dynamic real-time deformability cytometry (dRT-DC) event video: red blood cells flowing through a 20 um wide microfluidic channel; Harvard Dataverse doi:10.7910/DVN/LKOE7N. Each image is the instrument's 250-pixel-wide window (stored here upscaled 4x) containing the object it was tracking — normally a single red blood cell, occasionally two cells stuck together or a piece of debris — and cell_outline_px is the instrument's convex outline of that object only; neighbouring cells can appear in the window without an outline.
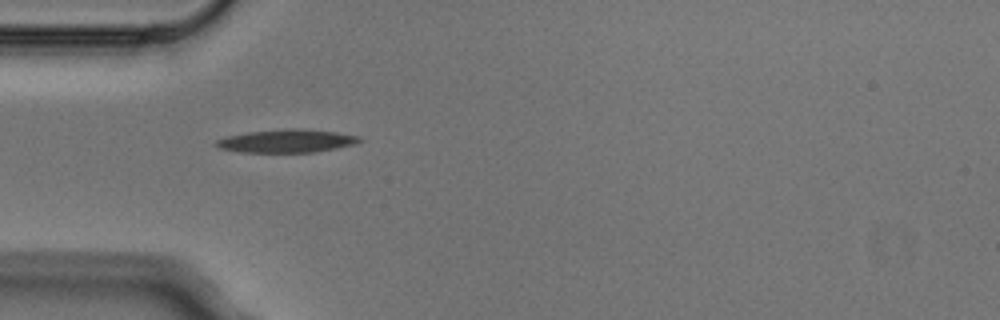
{"species": "Egyptian fruit bat (a non-hibernating species)", "species_latin": "Rousettus aegyptiacus", "temperature_condition": "cold", "stored_images_in_passage": 5, "camera_frame_rate_fps": 3000, "um_per_image_px": 0.085, "animal": {"sex": "male"}, "frame": {"image": 1, "passage_image": 1, "time_ms": 0.0, "image_size_px": [1000, 320], "cell_outline_px": [[364, 140], [356, 144], [316, 152], [240, 152], [220, 148], [212, 144], [216, 140], [224, 136], [248, 132], [288, 128], [300, 128], [336, 132], [360, 136]], "centroid_in_image_um": [24.37, 11.98], "position_along_channel_um": 60.6, "area_um2": 19.54}}
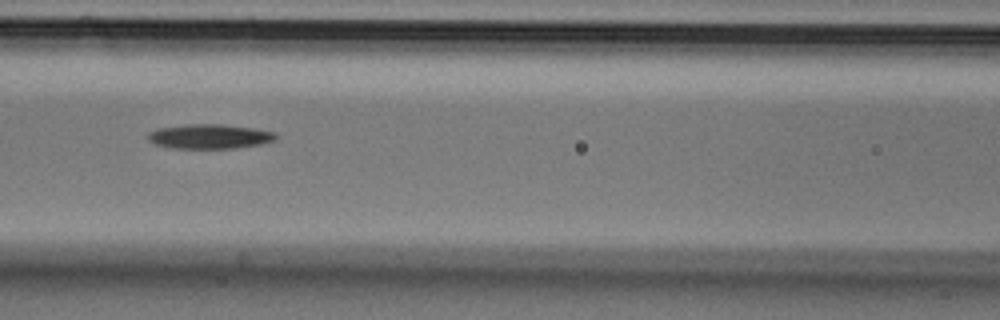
{"frame": {"image": 2, "passage_image": 3, "time_ms": 0.667, "image_size_px": [1000, 320], "cell_outline_px": [[280, 136], [276, 140], [264, 144], [236, 148], [172, 148], [152, 144], [144, 136], [148, 132], [156, 128], [188, 124], [220, 124], [252, 128], [276, 132]], "centroid_in_image_um": [17.8, 11.6], "position_along_channel_um": 148.8, "area_um2": 18.73}}
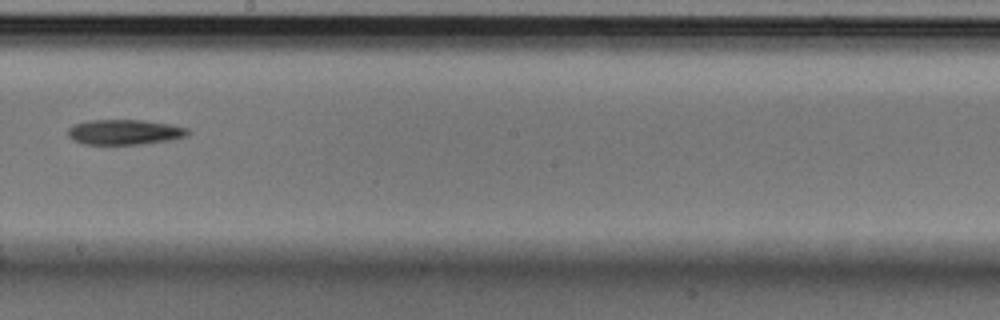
{"frame": {"image": 3, "passage_image": 5, "time_ms": 1.333, "image_size_px": [1000, 320], "cell_outline_px": [[192, 132], [188, 136], [168, 140], [140, 144], [84, 144], [72, 140], [68, 136], [68, 128], [72, 124], [88, 120], [144, 120], [172, 124], [188, 128]], "centroid_in_image_um": [10.6, 11.22], "position_along_channel_um": 237.6, "area_um2": 17.8}}